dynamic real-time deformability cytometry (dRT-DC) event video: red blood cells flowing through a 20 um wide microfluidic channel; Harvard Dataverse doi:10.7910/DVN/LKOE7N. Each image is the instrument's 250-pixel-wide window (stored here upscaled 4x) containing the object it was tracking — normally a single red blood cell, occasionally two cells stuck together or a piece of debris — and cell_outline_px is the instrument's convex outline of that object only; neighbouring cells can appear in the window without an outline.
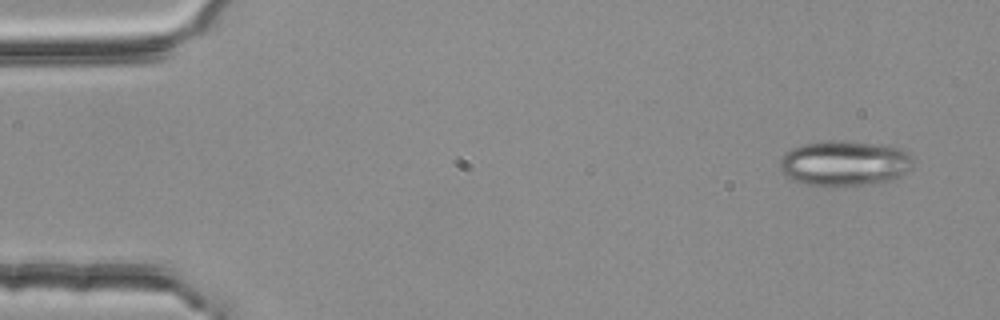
{"species": "common noctule bat (a hibernating species)", "species_latin": "Nyctalus noctula", "temperature_condition": "room temperature", "stored_images_in_passage": 4, "camera_frame_rate_fps": 3000, "um_per_image_px": 0.085, "animal": {"sex": "female", "body_mass_g": 25.1}, "frame": {"image": 1, "passage_image": 1, "time_ms": 0.0, "image_size_px": [1000, 320], "cell_outline_px": [[912, 168], [908, 172], [892, 180], [876, 184], [808, 184], [796, 180], [788, 176], [780, 168], [780, 160], [792, 148], [804, 144], [824, 140], [844, 140], [888, 144], [900, 148], [912, 156]], "centroid_in_image_um": [71.88, 13.83], "position_along_channel_um": 13.1, "area_um2": 34.97}}